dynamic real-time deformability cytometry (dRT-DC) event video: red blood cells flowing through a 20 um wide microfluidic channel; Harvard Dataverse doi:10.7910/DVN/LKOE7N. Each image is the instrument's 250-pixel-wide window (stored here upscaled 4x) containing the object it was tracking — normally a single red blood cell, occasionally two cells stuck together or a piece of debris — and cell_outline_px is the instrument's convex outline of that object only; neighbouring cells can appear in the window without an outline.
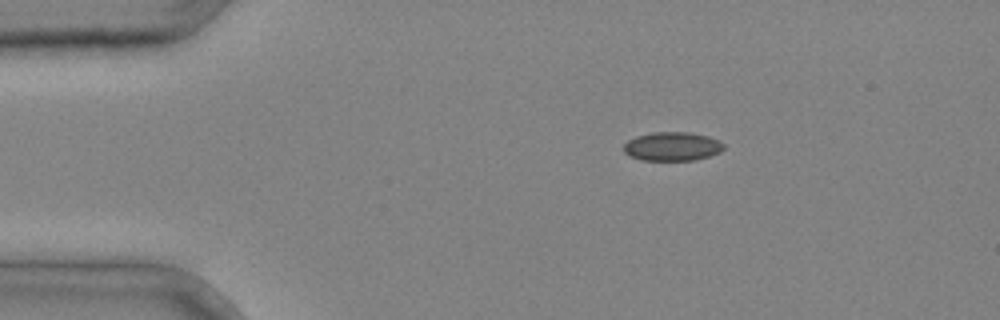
{"species": "common noctule bat (a hibernating species)", "species_latin": "Nyctalus noctula", "temperature_condition": "cold", "stored_images_in_passage": 2, "camera_frame_rate_fps": 3000, "um_per_image_px": 0.085, "animal": {"sex": "male", "body_mass_g": 20.4}, "frame": {"image": 1, "passage_image": 1, "time_ms": 0.0, "image_size_px": [1000, 320], "cell_outline_px": [[724, 148], [720, 152], [708, 156], [692, 160], [640, 160], [624, 152], [624, 144], [628, 140], [636, 136], [652, 132], [688, 132], [708, 136], [720, 140], [724, 144]], "centroid_in_image_um": [57.15, 12.43], "position_along_channel_um": 27.9, "area_um2": 16.76}}